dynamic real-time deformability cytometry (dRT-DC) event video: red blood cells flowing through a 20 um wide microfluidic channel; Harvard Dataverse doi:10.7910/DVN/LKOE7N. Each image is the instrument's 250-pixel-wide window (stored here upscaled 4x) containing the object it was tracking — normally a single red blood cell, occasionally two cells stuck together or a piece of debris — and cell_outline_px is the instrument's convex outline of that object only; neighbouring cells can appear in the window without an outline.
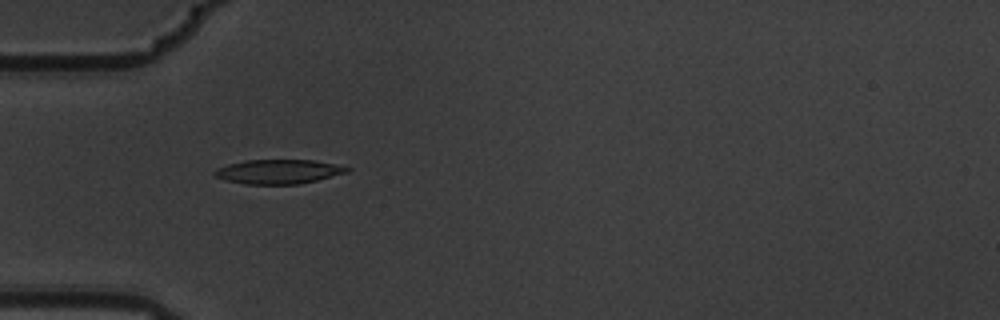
{"species": "common noctule bat (a hibernating species)", "species_latin": "Nyctalus noctula", "temperature_condition": "warm", "stored_images_in_passage": 4, "camera_frame_rate_fps": 3000, "um_per_image_px": 0.085, "animal": {"sex": "male", "body_mass_g": 19.5, "forearm_length_mm": 54.6}, "frame": {"image": 1, "passage_image": 3, "time_ms": 0.667, "image_size_px": [1000, 320], "cell_outline_px": [[352, 168], [348, 172], [300, 184], [244, 184], [224, 180], [216, 176], [212, 172], [216, 168], [228, 164], [244, 160], [312, 160], [336, 164]], "centroid_in_image_um": [23.64, 14.58], "position_along_channel_um": 61.4, "area_um2": 18.79}}
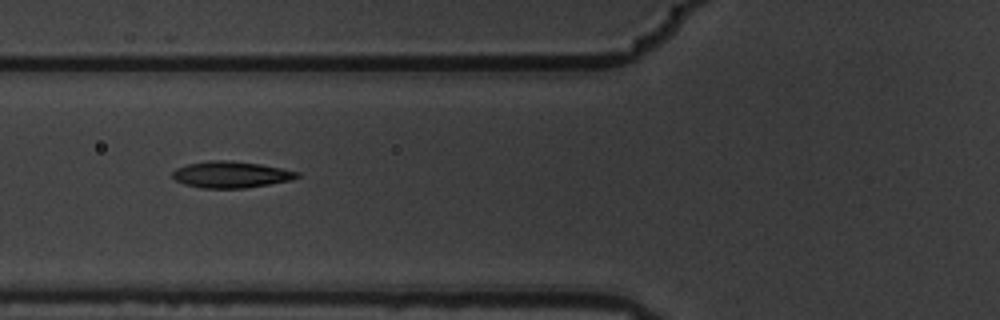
{"frame": {"image": 2, "passage_image": 4, "time_ms": 1.0, "image_size_px": [1000, 320], "cell_outline_px": [[300, 176], [292, 180], [244, 188], [200, 188], [184, 184], [176, 180], [172, 176], [172, 172], [176, 168], [188, 164], [208, 160], [228, 160], [260, 164], [300, 172]], "centroid_in_image_um": [19.62, 14.83], "position_along_channel_um": 106.2, "area_um2": 19.19}}